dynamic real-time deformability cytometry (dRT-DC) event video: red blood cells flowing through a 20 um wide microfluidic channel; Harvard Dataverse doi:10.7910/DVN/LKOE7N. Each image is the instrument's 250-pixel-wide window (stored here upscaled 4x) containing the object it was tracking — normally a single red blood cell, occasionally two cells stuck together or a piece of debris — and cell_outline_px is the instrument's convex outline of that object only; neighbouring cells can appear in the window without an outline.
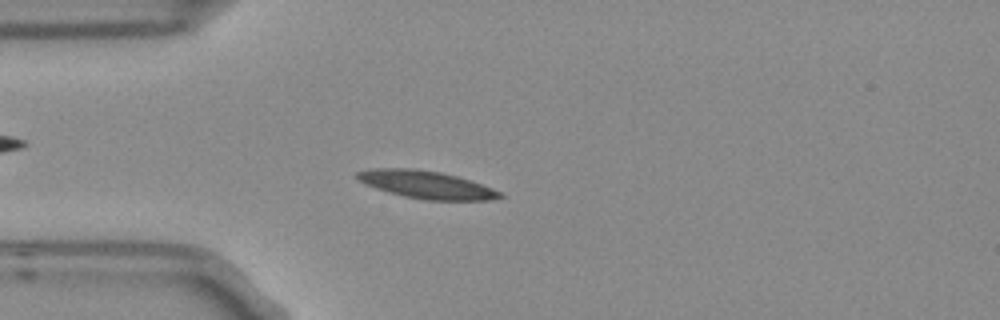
{"species": "Egyptian fruit bat (a non-hibernating species)", "species_latin": "Rousettus aegyptiacus", "temperature_condition": "room temperature", "stored_images_in_passage": 4, "camera_frame_rate_fps": 3000, "um_per_image_px": 0.085, "frame": {"image": 1, "passage_image": 4, "time_ms": 1.0, "image_size_px": [1000, 320], "cell_outline_px": [[504, 196], [488, 200], [424, 200], [404, 196], [388, 192], [364, 184], [356, 176], [356, 172], [372, 168], [412, 168], [440, 172], [456, 176], [492, 188], [500, 192]], "centroid_in_image_um": [36.2, 15.69], "position_along_channel_um": 48.8, "area_um2": 22.77}}